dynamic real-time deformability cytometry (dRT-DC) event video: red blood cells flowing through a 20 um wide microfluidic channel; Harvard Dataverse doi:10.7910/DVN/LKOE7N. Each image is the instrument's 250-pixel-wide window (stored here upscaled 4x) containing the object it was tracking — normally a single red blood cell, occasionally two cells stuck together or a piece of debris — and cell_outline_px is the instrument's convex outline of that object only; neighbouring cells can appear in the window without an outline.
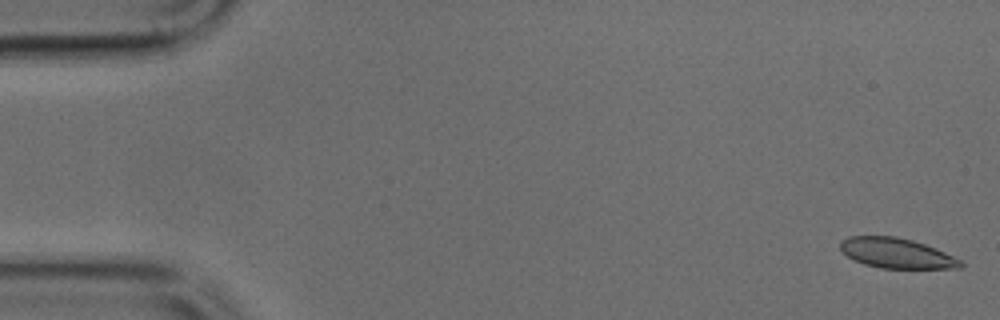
{"species": "common noctule bat (a hibernating species)", "species_latin": "Nyctalus noctula", "temperature_condition": "cold", "stored_images_in_passage": 49, "camera_frame_rate_fps": 3000, "um_per_image_px": 0.085, "animal": {"sex": "male", "body_mass_g": 17.9, "forearm_length_mm": 54.2}, "frame": {"image": 1, "passage_image": 1, "time_ms": 0.0, "image_size_px": [1000, 320], "cell_outline_px": [[964, 264], [960, 268], [880, 268], [864, 264], [848, 256], [840, 248], [840, 240], [848, 236], [896, 236], [912, 240], [936, 248], [960, 260]], "centroid_in_image_um": [76.19, 21.51], "position_along_channel_um": 8.8, "area_um2": 20.92}}
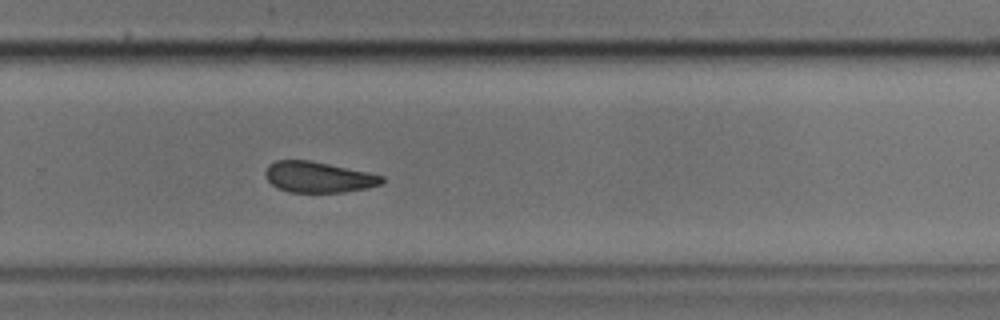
{"frame": {"image": 2, "passage_image": 32, "time_ms": 10.333, "image_size_px": [1000, 320], "cell_outline_px": [[384, 180], [380, 184], [368, 188], [344, 192], [288, 192], [272, 184], [268, 180], [264, 172], [268, 164], [276, 160], [308, 160], [368, 172], [384, 176]], "centroid_in_image_um": [27.05, 15.05], "position_along_channel_um": 302.7, "area_um2": 20.81}}
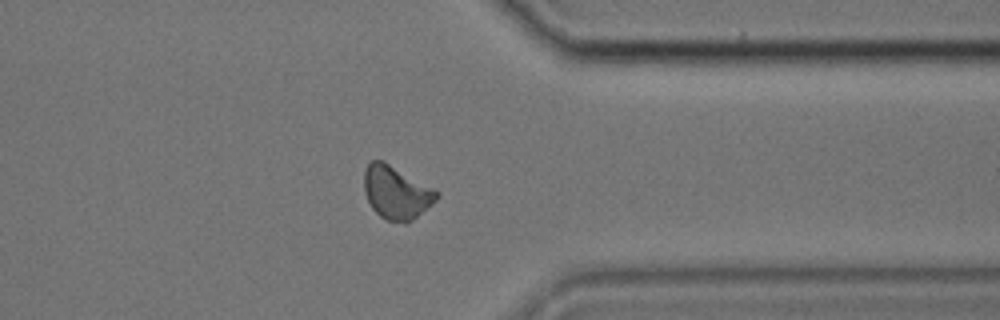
{"frame": {"image": 3, "passage_image": 38, "time_ms": 12.333, "image_size_px": [1000, 320], "cell_outline_px": [[440, 196], [432, 204], [412, 220], [404, 224], [388, 220], [380, 216], [372, 208], [364, 192], [364, 172], [368, 164], [372, 160], [384, 160], [440, 192]], "centroid_in_image_um": [33.69, 16.36], "position_along_channel_um": 377.7, "area_um2": 22.48}}